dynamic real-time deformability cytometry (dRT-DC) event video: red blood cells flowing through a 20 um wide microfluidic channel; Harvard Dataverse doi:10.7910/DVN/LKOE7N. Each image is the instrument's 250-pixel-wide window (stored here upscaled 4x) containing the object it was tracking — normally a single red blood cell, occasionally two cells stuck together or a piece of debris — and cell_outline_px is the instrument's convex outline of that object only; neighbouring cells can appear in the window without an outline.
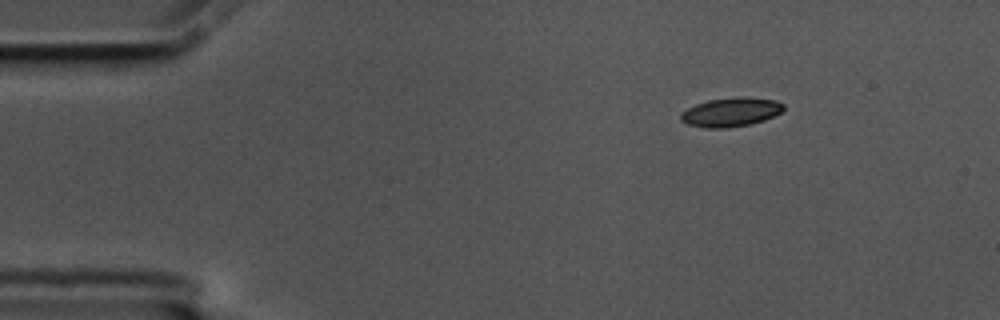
{"species": "common noctule bat (a hibernating species)", "species_latin": "Nyctalus noctula", "temperature_condition": "cold", "stored_images_in_passage": 3, "camera_frame_rate_fps": 3000, "um_per_image_px": 0.085, "animal": {"sex": "male", "body_mass_g": 17.5, "forearm_length_mm": 52.3}, "frame": {"image": 1, "passage_image": 1, "time_ms": 0.0, "image_size_px": [1000, 320], "cell_outline_px": [[784, 108], [780, 112], [764, 120], [748, 124], [724, 128], [704, 128], [688, 124], [680, 120], [680, 112], [696, 104], [708, 100], [740, 96], [744, 96], [776, 100], [784, 104]], "centroid_in_image_um": [62.1, 9.52], "position_along_channel_um": 22.9, "area_um2": 17.34}}